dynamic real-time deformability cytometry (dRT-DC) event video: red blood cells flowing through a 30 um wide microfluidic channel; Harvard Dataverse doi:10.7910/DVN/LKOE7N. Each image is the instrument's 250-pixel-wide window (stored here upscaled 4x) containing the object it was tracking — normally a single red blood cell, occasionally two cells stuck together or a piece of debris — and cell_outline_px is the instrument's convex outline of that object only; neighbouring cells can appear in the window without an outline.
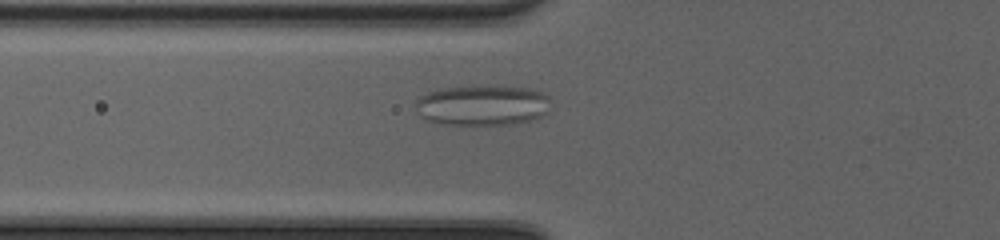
{"species": "common noctule bat (a hibernating species)", "species_latin": "Nyctalus noctula", "temperature_condition": "cold", "stored_images_in_passage": 36, "camera_frame_rate_fps": 3000, "um_per_image_px": 0.085, "animal": {"sex": "female", "body_mass_g": 20.0, "forearm_length_mm": 54.0}, "frame": {"image": 1, "passage_image": 5, "time_ms": 1.333, "image_size_px": [1000, 240], "cell_outline_px": [[548, 112], [540, 116], [528, 120], [512, 124], [440, 124], [428, 120], [424, 116], [416, 104], [416, 100], [420, 96], [428, 92], [444, 88], [528, 88], [540, 92], [548, 96]], "centroid_in_image_um": [41.01, 8.98], "position_along_channel_um": 84.8, "area_um2": 30.46}}
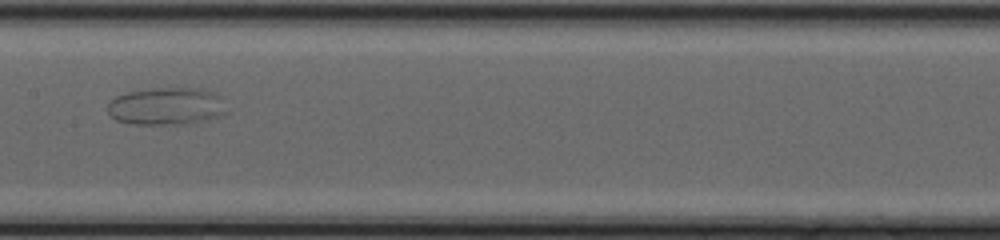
{"frame": {"image": 2, "passage_image": 13, "time_ms": 4.0, "image_size_px": [1000, 240], "cell_outline_px": [[224, 112], [216, 116], [188, 124], [132, 124], [116, 120], [108, 112], [108, 104], [116, 96], [124, 92], [152, 88], [200, 88], [216, 92]], "centroid_in_image_um": [14.06, 9.02], "position_along_channel_um": 193.3, "area_um2": 25.61}}
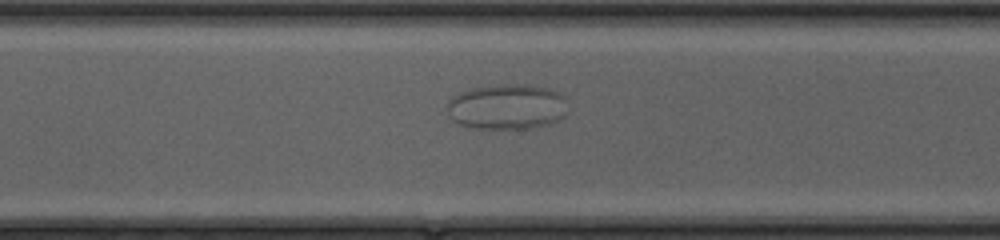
{"frame": {"image": 3, "passage_image": 23, "time_ms": 7.333, "image_size_px": [1000, 240], "cell_outline_px": [[564, 116], [560, 120], [548, 124], [528, 128], [468, 128], [452, 120], [448, 108], [448, 100], [452, 96], [468, 88], [496, 84], [524, 84], [548, 88], [556, 92], [560, 96]], "centroid_in_image_um": [42.99, 9.06], "position_along_channel_um": 327.6, "area_um2": 31.56}}